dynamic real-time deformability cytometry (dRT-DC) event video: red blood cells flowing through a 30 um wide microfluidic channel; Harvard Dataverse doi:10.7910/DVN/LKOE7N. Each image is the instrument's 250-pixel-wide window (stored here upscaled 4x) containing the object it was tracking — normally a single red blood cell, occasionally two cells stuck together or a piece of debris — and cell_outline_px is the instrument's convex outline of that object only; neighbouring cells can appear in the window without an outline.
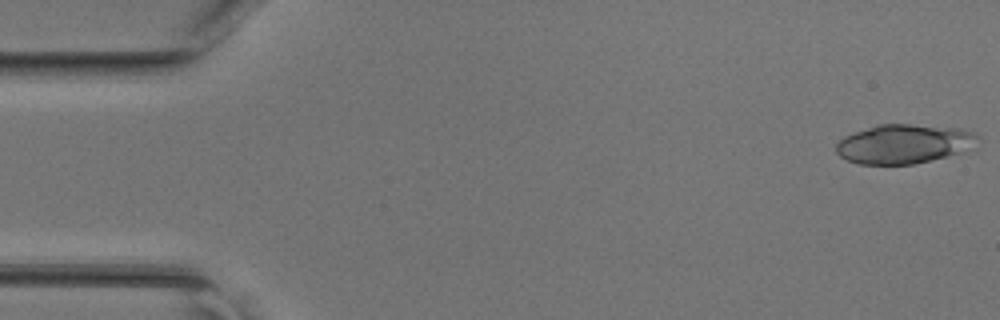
{"species": "common noctule bat (a hibernating species)", "species_latin": "Nyctalus noctula", "temperature_condition": "room temperature", "stored_images_in_passage": 45, "camera_frame_rate_fps": 3000, "um_per_image_px": 0.085, "animal": {"sex": "female", "body_mass_g": 17.0, "forearm_length_mm": 48.0}, "frame": {"image": 1, "passage_image": 1, "time_ms": 0.0, "image_size_px": [1000, 320], "cell_outline_px": [[980, 136], [976, 148], [912, 164], [860, 164], [848, 160], [840, 156], [836, 152], [836, 144], [844, 136], [876, 124], [912, 124], [960, 128], [976, 132]], "centroid_in_image_um": [76.88, 12.21], "position_along_channel_um": 8.1, "area_um2": 32.48}}
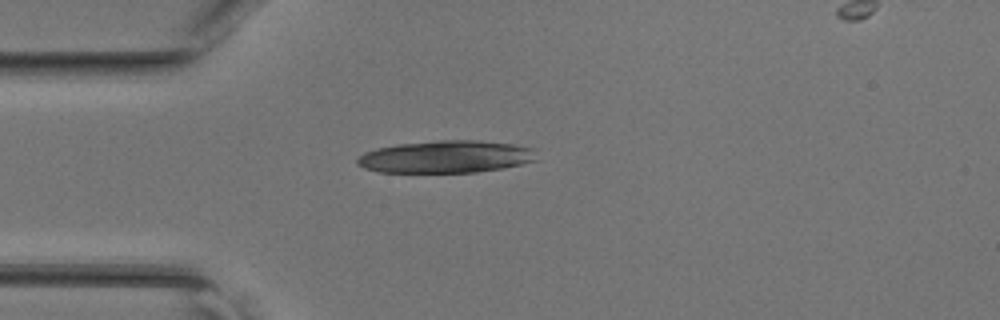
{"frame": {"image": 2, "passage_image": 12, "time_ms": 3.667, "image_size_px": [1000, 320], "cell_outline_px": [[540, 160], [504, 168], [476, 172], [380, 172], [364, 168], [356, 164], [356, 160], [364, 152], [376, 148], [396, 144], [440, 140], [480, 140], [512, 144], [532, 148]], "centroid_in_image_um": [37.92, 13.32], "position_along_channel_um": 47.1, "area_um2": 34.04}}